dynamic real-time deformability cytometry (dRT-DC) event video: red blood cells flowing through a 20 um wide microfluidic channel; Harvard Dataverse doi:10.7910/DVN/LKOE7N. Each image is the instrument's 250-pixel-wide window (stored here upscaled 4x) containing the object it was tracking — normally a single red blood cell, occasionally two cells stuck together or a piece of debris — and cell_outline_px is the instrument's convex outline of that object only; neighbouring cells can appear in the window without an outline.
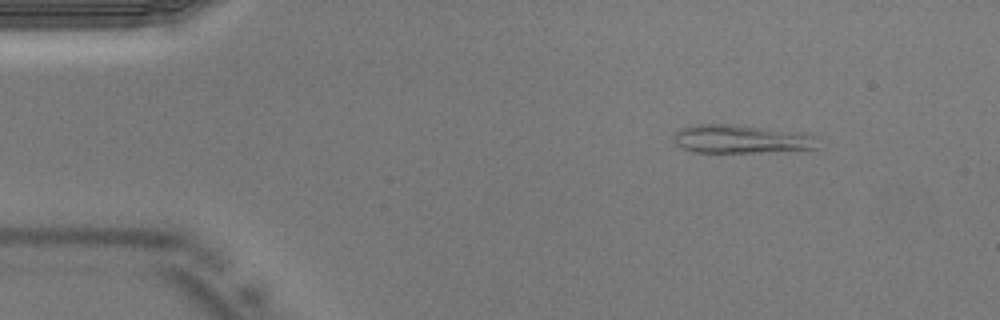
{"species": "Egyptian fruit bat (a non-hibernating species)", "species_latin": "Rousettus aegyptiacus", "temperature_condition": "warm", "stored_images_in_passage": 37, "camera_frame_rate_fps": 3000, "um_per_image_px": 0.085, "animal": {"sex": "male"}, "frame": {"image": 1, "passage_image": 1, "time_ms": 0.0, "image_size_px": [1000, 320], "cell_outline_px": [[820, 136], [816, 148], [756, 152], [692, 152], [676, 144], [676, 132], [684, 128], [696, 124], [724, 124], [800, 132]], "centroid_in_image_um": [63.05, 11.82], "position_along_channel_um": 22.0, "area_um2": 23.35}}
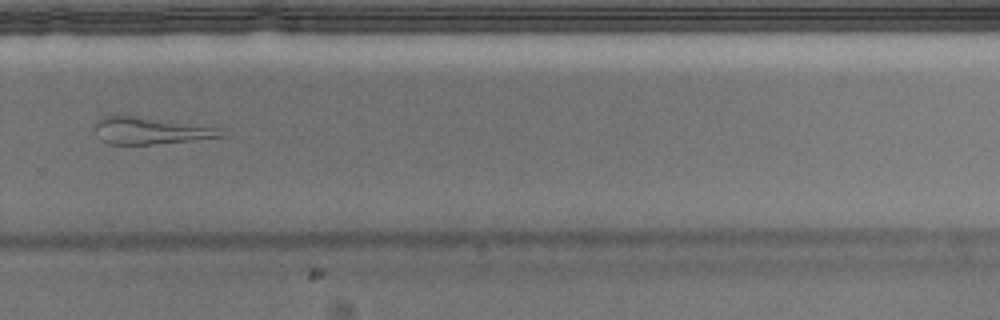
{"frame": {"image": 2, "passage_image": 24, "time_ms": 7.667, "image_size_px": [1000, 320], "cell_outline_px": [[224, 136], [152, 144], [108, 144], [100, 140], [96, 128], [96, 120], [104, 116], [136, 116], [216, 128]], "centroid_in_image_um": [12.66, 11.11], "position_along_channel_um": 317.1, "area_um2": 18.9}}
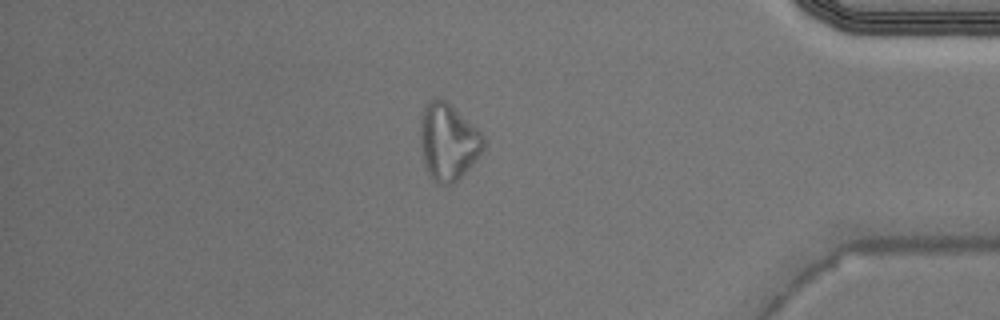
{"frame": {"image": 3, "passage_image": 31, "time_ms": 10.0, "image_size_px": [1000, 320], "cell_outline_px": [[484, 148], [468, 168], [452, 184], [436, 184], [428, 172], [424, 164], [420, 148], [420, 120], [428, 104], [432, 100], [444, 100], [476, 128], [484, 136]], "centroid_in_image_um": [38.06, 12.1], "position_along_channel_um": 397.1, "area_um2": 27.46}}